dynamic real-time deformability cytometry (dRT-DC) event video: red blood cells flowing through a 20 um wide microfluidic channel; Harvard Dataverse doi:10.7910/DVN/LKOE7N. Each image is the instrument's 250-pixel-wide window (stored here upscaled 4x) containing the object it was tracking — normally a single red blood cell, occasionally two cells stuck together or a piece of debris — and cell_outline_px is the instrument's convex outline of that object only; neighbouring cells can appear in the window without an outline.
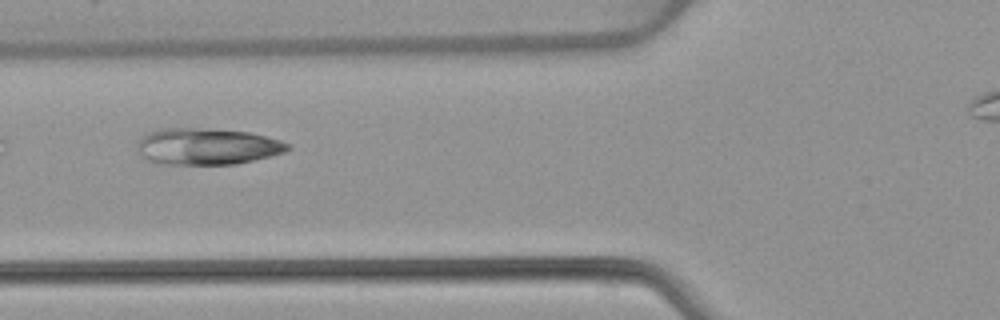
{"species": "common noctule bat (a hibernating species)", "species_latin": "Nyctalus noctula", "temperature_condition": "warm", "stored_images_in_passage": 23, "camera_frame_rate_fps": 3000, "um_per_image_px": 0.085, "animal": {"sex": "female", "body_mass_g": 22.7, "forearm_length_mm": 54.2}, "frame": {"image": 1, "passage_image": 4, "time_ms": 1.0, "image_size_px": [1000, 320], "cell_outline_px": [[292, 148], [284, 152], [236, 164], [152, 164], [140, 152], [140, 140], [148, 132], [160, 128], [192, 128], [248, 132], [280, 140], [292, 144]], "centroid_in_image_um": [17.62, 12.45], "position_along_channel_um": 108.2, "area_um2": 31.62}}
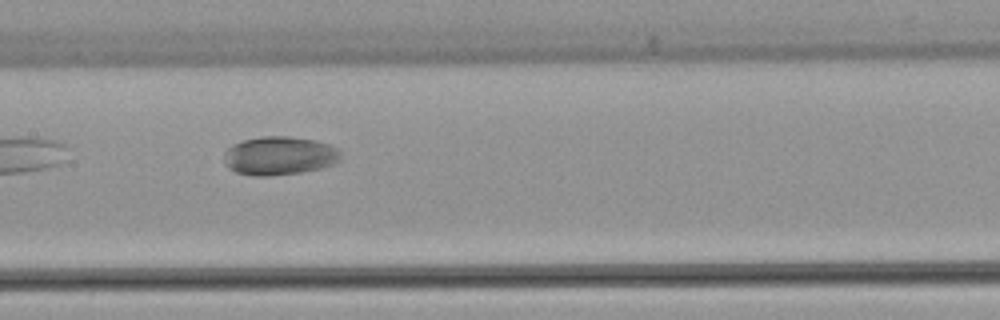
{"frame": {"image": 2, "passage_image": 10, "time_ms": 3.0, "image_size_px": [1000, 320], "cell_outline_px": [[340, 160], [332, 164], [320, 168], [300, 172], [268, 176], [252, 176], [236, 172], [228, 168], [224, 164], [224, 152], [232, 144], [244, 140], [264, 136], [288, 136], [316, 140], [328, 144], [336, 148], [340, 152]], "centroid_in_image_um": [23.71, 13.24], "position_along_channel_um": 183.7, "area_um2": 26.24}}
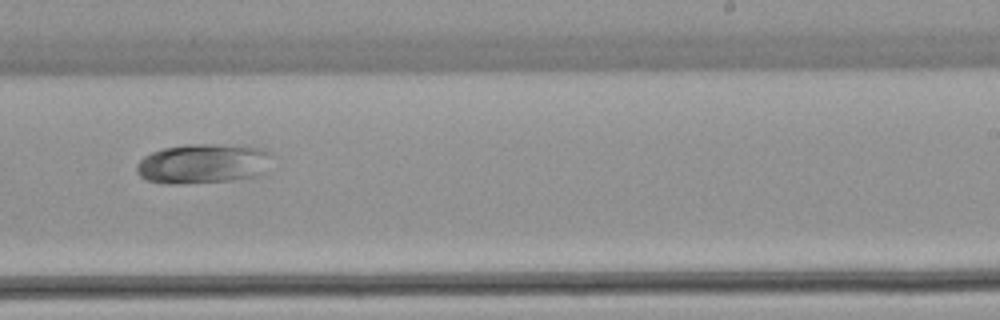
{"frame": {"image": 3, "passage_image": 17, "time_ms": 5.333, "image_size_px": [1000, 320], "cell_outline_px": [[272, 156], [264, 172], [260, 176], [232, 180], [180, 184], [168, 184], [144, 180], [136, 172], [136, 164], [144, 156], [152, 152], [164, 148], [188, 144], [216, 144], [264, 148], [272, 152]], "centroid_in_image_um": [17.26, 13.91], "position_along_channel_um": 271.7, "area_um2": 31.67}}